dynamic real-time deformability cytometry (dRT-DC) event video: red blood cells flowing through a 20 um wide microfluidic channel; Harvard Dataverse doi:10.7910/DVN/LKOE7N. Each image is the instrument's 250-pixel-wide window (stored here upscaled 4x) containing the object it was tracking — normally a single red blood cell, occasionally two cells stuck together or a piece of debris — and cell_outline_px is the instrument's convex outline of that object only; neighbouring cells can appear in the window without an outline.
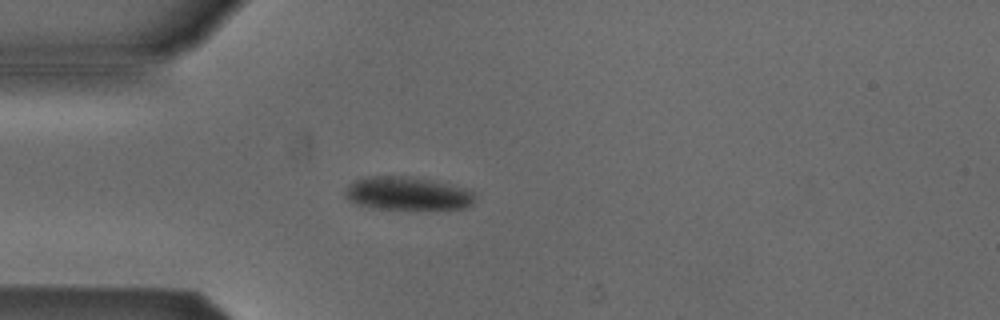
{"species": "Egyptian fruit bat (a non-hibernating species)", "species_latin": "Rousettus aegyptiacus", "temperature_condition": "cold", "stored_images_in_passage": 4, "camera_frame_rate_fps": 3000, "um_per_image_px": 0.085, "animal": {"sex": "male"}, "frame": {"image": 1, "passage_image": 4, "time_ms": 4.333, "image_size_px": [1000, 320], "cell_outline_px": [[476, 200], [472, 204], [464, 208], [372, 208], [356, 204], [348, 200], [344, 196], [344, 192], [348, 184], [356, 180], [372, 176], [404, 176], [428, 180], [464, 188], [472, 192]], "centroid_in_image_um": [34.56, 16.45], "position_along_channel_um": 50.4, "area_um2": 24.62}}